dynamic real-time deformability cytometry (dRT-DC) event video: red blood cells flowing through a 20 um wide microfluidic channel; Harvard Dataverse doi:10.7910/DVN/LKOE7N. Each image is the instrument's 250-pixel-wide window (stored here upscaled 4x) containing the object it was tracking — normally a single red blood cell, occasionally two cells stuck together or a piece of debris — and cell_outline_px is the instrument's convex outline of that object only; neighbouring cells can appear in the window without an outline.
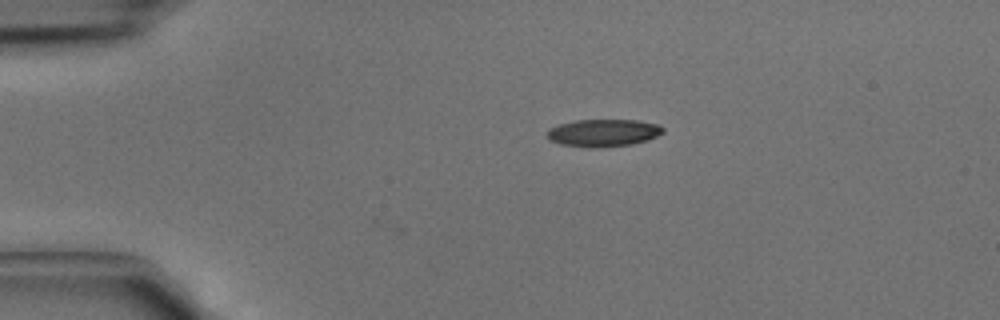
{"species": "common noctule bat (a hibernating species)", "species_latin": "Nyctalus noctula", "temperature_condition": "cold", "stored_images_in_passage": 6, "camera_frame_rate_fps": 3000, "um_per_image_px": 0.085, "animal": {"sex": "male", "body_mass_g": 15.6}, "frame": {"image": 1, "passage_image": 6, "time_ms": 1.667, "image_size_px": [1000, 320], "cell_outline_px": [[664, 132], [648, 140], [632, 144], [600, 148], [592, 148], [560, 144], [548, 140], [544, 132], [548, 128], [560, 124], [576, 120], [636, 120], [656, 124], [664, 128]], "centroid_in_image_um": [51.22, 11.3], "position_along_channel_um": 33.8, "area_um2": 18.73}}